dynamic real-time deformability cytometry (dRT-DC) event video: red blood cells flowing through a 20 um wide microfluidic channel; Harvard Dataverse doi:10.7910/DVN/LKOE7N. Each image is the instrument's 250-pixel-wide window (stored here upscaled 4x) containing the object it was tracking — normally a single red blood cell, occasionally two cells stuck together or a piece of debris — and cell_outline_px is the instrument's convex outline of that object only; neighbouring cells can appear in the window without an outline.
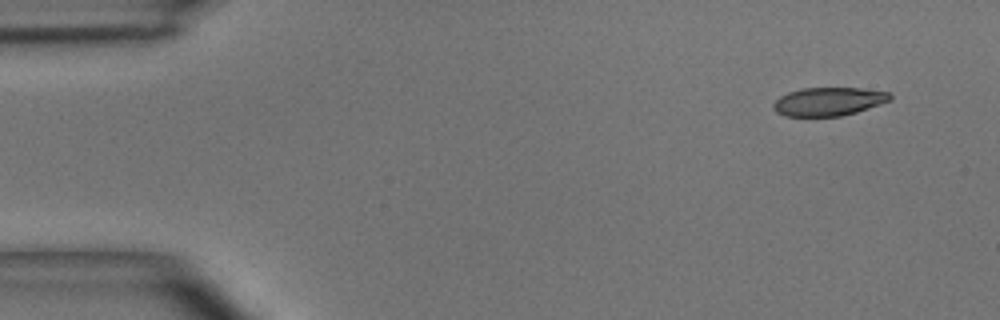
{"species": "common noctule bat (a hibernating species)", "species_latin": "Nyctalus noctula", "temperature_condition": "room temperature", "stored_images_in_passage": 46, "camera_frame_rate_fps": 3000, "um_per_image_px": 0.085, "animal": {"sex": "male", "body_mass_g": 15.6}, "frame": {"image": 1, "passage_image": 1, "time_ms": 0.0, "image_size_px": [1000, 320], "cell_outline_px": [[892, 100], [856, 112], [840, 116], [784, 116], [776, 112], [772, 108], [772, 104], [780, 96], [788, 92], [800, 88], [860, 88], [892, 92]], "centroid_in_image_um": [70.43, 8.62], "position_along_channel_um": 14.6, "area_um2": 19.48}}
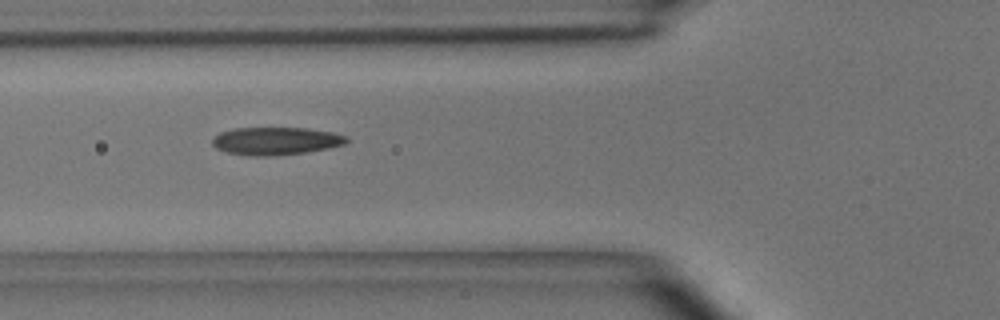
{"frame": {"image": 2, "passage_image": 15, "time_ms": 4.667, "image_size_px": [1000, 320], "cell_outline_px": [[348, 140], [344, 144], [328, 148], [304, 152], [268, 156], [248, 156], [228, 152], [216, 148], [212, 144], [212, 140], [220, 132], [236, 128], [308, 128], [332, 132], [348, 136]], "centroid_in_image_um": [23.45, 11.98], "position_along_channel_um": 102.4, "area_um2": 21.56}}
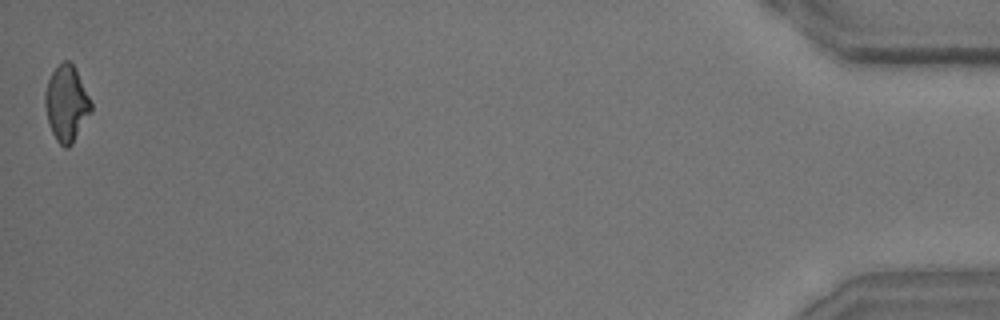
{"frame": {"image": 3, "passage_image": 46, "time_ms": 15.0, "image_size_px": [1000, 320], "cell_outline_px": [[92, 112], [72, 144], [68, 148], [64, 148], [56, 140], [48, 124], [44, 104], [44, 92], [48, 80], [52, 72], [64, 60], [68, 60], [76, 68], [92, 104]], "centroid_in_image_um": [5.64, 8.82], "position_along_channel_um": 429.6, "area_um2": 20.46}, "authors_computed_cell_mechanics": {"area_um2": 21.0681, "velocity_mm_per_s": 4.0575, "shape_relaxation_time_tau1_ms": 7.3073, "shape_relaxation_time_tau2_ms": 2.2241, "deformation_change_tau1": 0.1816, "deformation_change_tau2": 0.0991}}